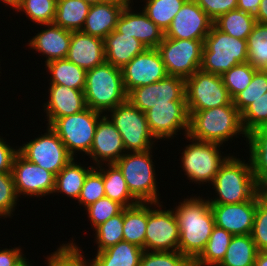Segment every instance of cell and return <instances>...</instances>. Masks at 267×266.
I'll return each instance as SVG.
<instances>
[{
  "label": "cell",
  "instance_id": "1",
  "mask_svg": "<svg viewBox=\"0 0 267 266\" xmlns=\"http://www.w3.org/2000/svg\"><path fill=\"white\" fill-rule=\"evenodd\" d=\"M173 212L180 230L178 250L194 262L204 251L215 227L209 199L184 198Z\"/></svg>",
  "mask_w": 267,
  "mask_h": 266
},
{
  "label": "cell",
  "instance_id": "2",
  "mask_svg": "<svg viewBox=\"0 0 267 266\" xmlns=\"http://www.w3.org/2000/svg\"><path fill=\"white\" fill-rule=\"evenodd\" d=\"M188 112L190 117L187 136L189 138L220 145L240 134L247 138L241 122V113L232 102L229 105Z\"/></svg>",
  "mask_w": 267,
  "mask_h": 266
},
{
  "label": "cell",
  "instance_id": "3",
  "mask_svg": "<svg viewBox=\"0 0 267 266\" xmlns=\"http://www.w3.org/2000/svg\"><path fill=\"white\" fill-rule=\"evenodd\" d=\"M83 91L86 106L102 114L127 101L122 69L107 61L86 71Z\"/></svg>",
  "mask_w": 267,
  "mask_h": 266
},
{
  "label": "cell",
  "instance_id": "4",
  "mask_svg": "<svg viewBox=\"0 0 267 266\" xmlns=\"http://www.w3.org/2000/svg\"><path fill=\"white\" fill-rule=\"evenodd\" d=\"M215 199L210 204H238L251 200L259 191L251 163L230 156L218 170L214 182Z\"/></svg>",
  "mask_w": 267,
  "mask_h": 266
},
{
  "label": "cell",
  "instance_id": "5",
  "mask_svg": "<svg viewBox=\"0 0 267 266\" xmlns=\"http://www.w3.org/2000/svg\"><path fill=\"white\" fill-rule=\"evenodd\" d=\"M247 61V40L232 37L213 25L204 41L200 70L221 76Z\"/></svg>",
  "mask_w": 267,
  "mask_h": 266
},
{
  "label": "cell",
  "instance_id": "6",
  "mask_svg": "<svg viewBox=\"0 0 267 266\" xmlns=\"http://www.w3.org/2000/svg\"><path fill=\"white\" fill-rule=\"evenodd\" d=\"M150 153L151 149L145 152H126L114 164L122 172L130 193L139 202L159 203L153 156Z\"/></svg>",
  "mask_w": 267,
  "mask_h": 266
},
{
  "label": "cell",
  "instance_id": "7",
  "mask_svg": "<svg viewBox=\"0 0 267 266\" xmlns=\"http://www.w3.org/2000/svg\"><path fill=\"white\" fill-rule=\"evenodd\" d=\"M101 114L87 107L77 114L56 118L47 126L58 135L73 157L79 151L87 155L92 147L98 120L103 116Z\"/></svg>",
  "mask_w": 267,
  "mask_h": 266
},
{
  "label": "cell",
  "instance_id": "8",
  "mask_svg": "<svg viewBox=\"0 0 267 266\" xmlns=\"http://www.w3.org/2000/svg\"><path fill=\"white\" fill-rule=\"evenodd\" d=\"M109 112L110 115L107 114ZM107 113L105 115L111 119L122 137L126 152H145L153 149L156 139L149 129L144 112L127 100Z\"/></svg>",
  "mask_w": 267,
  "mask_h": 266
},
{
  "label": "cell",
  "instance_id": "9",
  "mask_svg": "<svg viewBox=\"0 0 267 266\" xmlns=\"http://www.w3.org/2000/svg\"><path fill=\"white\" fill-rule=\"evenodd\" d=\"M185 138L192 142L185 147L181 156L185 175L196 184H212L218 170L230 156L222 157L219 151L221 145L218 143L198 141L188 136Z\"/></svg>",
  "mask_w": 267,
  "mask_h": 266
},
{
  "label": "cell",
  "instance_id": "10",
  "mask_svg": "<svg viewBox=\"0 0 267 266\" xmlns=\"http://www.w3.org/2000/svg\"><path fill=\"white\" fill-rule=\"evenodd\" d=\"M204 42L191 39H171L164 36L156 48L166 72L186 80L200 70Z\"/></svg>",
  "mask_w": 267,
  "mask_h": 266
},
{
  "label": "cell",
  "instance_id": "11",
  "mask_svg": "<svg viewBox=\"0 0 267 266\" xmlns=\"http://www.w3.org/2000/svg\"><path fill=\"white\" fill-rule=\"evenodd\" d=\"M185 96L188 111L207 110L232 102L222 77L202 70L185 80Z\"/></svg>",
  "mask_w": 267,
  "mask_h": 266
},
{
  "label": "cell",
  "instance_id": "12",
  "mask_svg": "<svg viewBox=\"0 0 267 266\" xmlns=\"http://www.w3.org/2000/svg\"><path fill=\"white\" fill-rule=\"evenodd\" d=\"M160 204L147 202L145 251H178L180 230L176 216L173 209L162 210L163 206ZM153 206L159 209H154Z\"/></svg>",
  "mask_w": 267,
  "mask_h": 266
},
{
  "label": "cell",
  "instance_id": "13",
  "mask_svg": "<svg viewBox=\"0 0 267 266\" xmlns=\"http://www.w3.org/2000/svg\"><path fill=\"white\" fill-rule=\"evenodd\" d=\"M47 132L18 148V153L31 163L39 165L55 176L74 157L68 152L65 145L52 130L46 127Z\"/></svg>",
  "mask_w": 267,
  "mask_h": 266
},
{
  "label": "cell",
  "instance_id": "14",
  "mask_svg": "<svg viewBox=\"0 0 267 266\" xmlns=\"http://www.w3.org/2000/svg\"><path fill=\"white\" fill-rule=\"evenodd\" d=\"M149 129L155 139H170L180 130L189 129V112L186 101H170V104H155L145 112Z\"/></svg>",
  "mask_w": 267,
  "mask_h": 266
},
{
  "label": "cell",
  "instance_id": "15",
  "mask_svg": "<svg viewBox=\"0 0 267 266\" xmlns=\"http://www.w3.org/2000/svg\"><path fill=\"white\" fill-rule=\"evenodd\" d=\"M127 100L142 112L155 104H170V101H186L185 80L167 75L164 79L131 90Z\"/></svg>",
  "mask_w": 267,
  "mask_h": 266
},
{
  "label": "cell",
  "instance_id": "16",
  "mask_svg": "<svg viewBox=\"0 0 267 266\" xmlns=\"http://www.w3.org/2000/svg\"><path fill=\"white\" fill-rule=\"evenodd\" d=\"M12 176L17 196H45L53 194L56 176L46 169L29 162L19 153L14 157Z\"/></svg>",
  "mask_w": 267,
  "mask_h": 266
},
{
  "label": "cell",
  "instance_id": "17",
  "mask_svg": "<svg viewBox=\"0 0 267 266\" xmlns=\"http://www.w3.org/2000/svg\"><path fill=\"white\" fill-rule=\"evenodd\" d=\"M121 69L127 94L137 87L156 83L168 75L156 48H147Z\"/></svg>",
  "mask_w": 267,
  "mask_h": 266
},
{
  "label": "cell",
  "instance_id": "18",
  "mask_svg": "<svg viewBox=\"0 0 267 266\" xmlns=\"http://www.w3.org/2000/svg\"><path fill=\"white\" fill-rule=\"evenodd\" d=\"M213 20L202 10L195 0H186L174 16L165 37L171 39H191L205 41Z\"/></svg>",
  "mask_w": 267,
  "mask_h": 266
},
{
  "label": "cell",
  "instance_id": "19",
  "mask_svg": "<svg viewBox=\"0 0 267 266\" xmlns=\"http://www.w3.org/2000/svg\"><path fill=\"white\" fill-rule=\"evenodd\" d=\"M215 226L232 235L251 234L256 211V195L249 201L238 204H210Z\"/></svg>",
  "mask_w": 267,
  "mask_h": 266
},
{
  "label": "cell",
  "instance_id": "20",
  "mask_svg": "<svg viewBox=\"0 0 267 266\" xmlns=\"http://www.w3.org/2000/svg\"><path fill=\"white\" fill-rule=\"evenodd\" d=\"M126 152L122 137L117 128L104 114L97 123L94 140L89 155L95 165L104 166L117 162ZM107 163V164H106Z\"/></svg>",
  "mask_w": 267,
  "mask_h": 266
},
{
  "label": "cell",
  "instance_id": "21",
  "mask_svg": "<svg viewBox=\"0 0 267 266\" xmlns=\"http://www.w3.org/2000/svg\"><path fill=\"white\" fill-rule=\"evenodd\" d=\"M132 4L126 5L118 19L116 30L119 33L135 37L146 48H157L163 41L165 32L161 30L143 12H135Z\"/></svg>",
  "mask_w": 267,
  "mask_h": 266
},
{
  "label": "cell",
  "instance_id": "22",
  "mask_svg": "<svg viewBox=\"0 0 267 266\" xmlns=\"http://www.w3.org/2000/svg\"><path fill=\"white\" fill-rule=\"evenodd\" d=\"M66 59L89 71L106 61L104 39L82 31L72 32Z\"/></svg>",
  "mask_w": 267,
  "mask_h": 266
},
{
  "label": "cell",
  "instance_id": "23",
  "mask_svg": "<svg viewBox=\"0 0 267 266\" xmlns=\"http://www.w3.org/2000/svg\"><path fill=\"white\" fill-rule=\"evenodd\" d=\"M49 100L44 105L47 125L54 119L77 114L87 108L83 90L60 84H50Z\"/></svg>",
  "mask_w": 267,
  "mask_h": 266
},
{
  "label": "cell",
  "instance_id": "24",
  "mask_svg": "<svg viewBox=\"0 0 267 266\" xmlns=\"http://www.w3.org/2000/svg\"><path fill=\"white\" fill-rule=\"evenodd\" d=\"M41 26L47 28L38 32L29 41V47L42 53L43 56L45 55V63L66 59L72 38V31L65 30L54 23L41 24Z\"/></svg>",
  "mask_w": 267,
  "mask_h": 266
},
{
  "label": "cell",
  "instance_id": "25",
  "mask_svg": "<svg viewBox=\"0 0 267 266\" xmlns=\"http://www.w3.org/2000/svg\"><path fill=\"white\" fill-rule=\"evenodd\" d=\"M126 5L129 4H122L115 1H106L91 5L81 31L91 36L104 39L116 29L118 19Z\"/></svg>",
  "mask_w": 267,
  "mask_h": 266
},
{
  "label": "cell",
  "instance_id": "26",
  "mask_svg": "<svg viewBox=\"0 0 267 266\" xmlns=\"http://www.w3.org/2000/svg\"><path fill=\"white\" fill-rule=\"evenodd\" d=\"M104 48L106 61L118 68H123L147 49L135 37L119 33L116 29L104 38Z\"/></svg>",
  "mask_w": 267,
  "mask_h": 266
},
{
  "label": "cell",
  "instance_id": "27",
  "mask_svg": "<svg viewBox=\"0 0 267 266\" xmlns=\"http://www.w3.org/2000/svg\"><path fill=\"white\" fill-rule=\"evenodd\" d=\"M249 161L261 191L267 189V127L253 130L247 135Z\"/></svg>",
  "mask_w": 267,
  "mask_h": 266
},
{
  "label": "cell",
  "instance_id": "28",
  "mask_svg": "<svg viewBox=\"0 0 267 266\" xmlns=\"http://www.w3.org/2000/svg\"><path fill=\"white\" fill-rule=\"evenodd\" d=\"M144 249L126 241H120L103 251L96 252L95 266H139Z\"/></svg>",
  "mask_w": 267,
  "mask_h": 266
},
{
  "label": "cell",
  "instance_id": "29",
  "mask_svg": "<svg viewBox=\"0 0 267 266\" xmlns=\"http://www.w3.org/2000/svg\"><path fill=\"white\" fill-rule=\"evenodd\" d=\"M147 202L123 209V241L136 244L145 251Z\"/></svg>",
  "mask_w": 267,
  "mask_h": 266
},
{
  "label": "cell",
  "instance_id": "30",
  "mask_svg": "<svg viewBox=\"0 0 267 266\" xmlns=\"http://www.w3.org/2000/svg\"><path fill=\"white\" fill-rule=\"evenodd\" d=\"M107 166L108 168H106V170L105 167L102 168V164L96 167L103 175L105 197L118 202L124 208L139 203L130 193L120 169L114 163L108 164Z\"/></svg>",
  "mask_w": 267,
  "mask_h": 266
},
{
  "label": "cell",
  "instance_id": "31",
  "mask_svg": "<svg viewBox=\"0 0 267 266\" xmlns=\"http://www.w3.org/2000/svg\"><path fill=\"white\" fill-rule=\"evenodd\" d=\"M90 4L84 0H57L53 23L69 31H81Z\"/></svg>",
  "mask_w": 267,
  "mask_h": 266
},
{
  "label": "cell",
  "instance_id": "32",
  "mask_svg": "<svg viewBox=\"0 0 267 266\" xmlns=\"http://www.w3.org/2000/svg\"><path fill=\"white\" fill-rule=\"evenodd\" d=\"M93 168V165L87 168L83 167L80 163H75L73 158L56 175L55 189L53 193H64L67 197H72V199L78 200L85 179Z\"/></svg>",
  "mask_w": 267,
  "mask_h": 266
},
{
  "label": "cell",
  "instance_id": "33",
  "mask_svg": "<svg viewBox=\"0 0 267 266\" xmlns=\"http://www.w3.org/2000/svg\"><path fill=\"white\" fill-rule=\"evenodd\" d=\"M50 72L49 84H60L73 89L84 90L86 71L67 59H59L45 64Z\"/></svg>",
  "mask_w": 267,
  "mask_h": 266
},
{
  "label": "cell",
  "instance_id": "34",
  "mask_svg": "<svg viewBox=\"0 0 267 266\" xmlns=\"http://www.w3.org/2000/svg\"><path fill=\"white\" fill-rule=\"evenodd\" d=\"M257 253L251 234L233 235L225 257L218 266H254Z\"/></svg>",
  "mask_w": 267,
  "mask_h": 266
},
{
  "label": "cell",
  "instance_id": "35",
  "mask_svg": "<svg viewBox=\"0 0 267 266\" xmlns=\"http://www.w3.org/2000/svg\"><path fill=\"white\" fill-rule=\"evenodd\" d=\"M256 23L254 15L240 9L222 14L213 21V25L221 32L243 40H247Z\"/></svg>",
  "mask_w": 267,
  "mask_h": 266
},
{
  "label": "cell",
  "instance_id": "36",
  "mask_svg": "<svg viewBox=\"0 0 267 266\" xmlns=\"http://www.w3.org/2000/svg\"><path fill=\"white\" fill-rule=\"evenodd\" d=\"M233 235L215 226L204 251L193 262V266H218L224 259Z\"/></svg>",
  "mask_w": 267,
  "mask_h": 266
},
{
  "label": "cell",
  "instance_id": "37",
  "mask_svg": "<svg viewBox=\"0 0 267 266\" xmlns=\"http://www.w3.org/2000/svg\"><path fill=\"white\" fill-rule=\"evenodd\" d=\"M186 0H145L143 12L164 32Z\"/></svg>",
  "mask_w": 267,
  "mask_h": 266
},
{
  "label": "cell",
  "instance_id": "38",
  "mask_svg": "<svg viewBox=\"0 0 267 266\" xmlns=\"http://www.w3.org/2000/svg\"><path fill=\"white\" fill-rule=\"evenodd\" d=\"M248 61L255 69L267 67V24L256 23L247 38Z\"/></svg>",
  "mask_w": 267,
  "mask_h": 266
},
{
  "label": "cell",
  "instance_id": "39",
  "mask_svg": "<svg viewBox=\"0 0 267 266\" xmlns=\"http://www.w3.org/2000/svg\"><path fill=\"white\" fill-rule=\"evenodd\" d=\"M97 252L123 241V210L94 229Z\"/></svg>",
  "mask_w": 267,
  "mask_h": 266
},
{
  "label": "cell",
  "instance_id": "40",
  "mask_svg": "<svg viewBox=\"0 0 267 266\" xmlns=\"http://www.w3.org/2000/svg\"><path fill=\"white\" fill-rule=\"evenodd\" d=\"M257 71L249 62L240 63L221 75L223 84L233 99L242 92L251 82L254 73Z\"/></svg>",
  "mask_w": 267,
  "mask_h": 266
},
{
  "label": "cell",
  "instance_id": "41",
  "mask_svg": "<svg viewBox=\"0 0 267 266\" xmlns=\"http://www.w3.org/2000/svg\"><path fill=\"white\" fill-rule=\"evenodd\" d=\"M80 247L75 242L62 244L46 259L47 266H95L94 260H86ZM90 261V262H89Z\"/></svg>",
  "mask_w": 267,
  "mask_h": 266
},
{
  "label": "cell",
  "instance_id": "42",
  "mask_svg": "<svg viewBox=\"0 0 267 266\" xmlns=\"http://www.w3.org/2000/svg\"><path fill=\"white\" fill-rule=\"evenodd\" d=\"M57 0H22L16 8L18 12H25L26 16L34 23H53L56 12Z\"/></svg>",
  "mask_w": 267,
  "mask_h": 266
},
{
  "label": "cell",
  "instance_id": "43",
  "mask_svg": "<svg viewBox=\"0 0 267 266\" xmlns=\"http://www.w3.org/2000/svg\"><path fill=\"white\" fill-rule=\"evenodd\" d=\"M265 92H267V72L265 70H257L249 85L232 99V103L242 113Z\"/></svg>",
  "mask_w": 267,
  "mask_h": 266
},
{
  "label": "cell",
  "instance_id": "44",
  "mask_svg": "<svg viewBox=\"0 0 267 266\" xmlns=\"http://www.w3.org/2000/svg\"><path fill=\"white\" fill-rule=\"evenodd\" d=\"M251 236L258 251H267V197L261 190L256 194V211Z\"/></svg>",
  "mask_w": 267,
  "mask_h": 266
},
{
  "label": "cell",
  "instance_id": "45",
  "mask_svg": "<svg viewBox=\"0 0 267 266\" xmlns=\"http://www.w3.org/2000/svg\"><path fill=\"white\" fill-rule=\"evenodd\" d=\"M241 122L247 135L255 129L267 127V92L241 113Z\"/></svg>",
  "mask_w": 267,
  "mask_h": 266
},
{
  "label": "cell",
  "instance_id": "46",
  "mask_svg": "<svg viewBox=\"0 0 267 266\" xmlns=\"http://www.w3.org/2000/svg\"><path fill=\"white\" fill-rule=\"evenodd\" d=\"M139 266H193V262L178 251H144Z\"/></svg>",
  "mask_w": 267,
  "mask_h": 266
},
{
  "label": "cell",
  "instance_id": "47",
  "mask_svg": "<svg viewBox=\"0 0 267 266\" xmlns=\"http://www.w3.org/2000/svg\"><path fill=\"white\" fill-rule=\"evenodd\" d=\"M105 197L103 175L94 167L87 175L84 185L78 198L79 205L85 208Z\"/></svg>",
  "mask_w": 267,
  "mask_h": 266
},
{
  "label": "cell",
  "instance_id": "48",
  "mask_svg": "<svg viewBox=\"0 0 267 266\" xmlns=\"http://www.w3.org/2000/svg\"><path fill=\"white\" fill-rule=\"evenodd\" d=\"M94 229L109 218L119 214L124 207L110 198L104 197L85 208Z\"/></svg>",
  "mask_w": 267,
  "mask_h": 266
},
{
  "label": "cell",
  "instance_id": "49",
  "mask_svg": "<svg viewBox=\"0 0 267 266\" xmlns=\"http://www.w3.org/2000/svg\"><path fill=\"white\" fill-rule=\"evenodd\" d=\"M18 196L15 191L14 180L11 172L0 173V218L11 217Z\"/></svg>",
  "mask_w": 267,
  "mask_h": 266
},
{
  "label": "cell",
  "instance_id": "50",
  "mask_svg": "<svg viewBox=\"0 0 267 266\" xmlns=\"http://www.w3.org/2000/svg\"><path fill=\"white\" fill-rule=\"evenodd\" d=\"M202 10L215 21L220 15L237 9L238 0H195Z\"/></svg>",
  "mask_w": 267,
  "mask_h": 266
},
{
  "label": "cell",
  "instance_id": "51",
  "mask_svg": "<svg viewBox=\"0 0 267 266\" xmlns=\"http://www.w3.org/2000/svg\"><path fill=\"white\" fill-rule=\"evenodd\" d=\"M8 144L0 136V173L12 171L13 160L18 153L17 147L14 149Z\"/></svg>",
  "mask_w": 267,
  "mask_h": 266
},
{
  "label": "cell",
  "instance_id": "52",
  "mask_svg": "<svg viewBox=\"0 0 267 266\" xmlns=\"http://www.w3.org/2000/svg\"><path fill=\"white\" fill-rule=\"evenodd\" d=\"M23 255L21 248L0 249V266H13Z\"/></svg>",
  "mask_w": 267,
  "mask_h": 266
},
{
  "label": "cell",
  "instance_id": "53",
  "mask_svg": "<svg viewBox=\"0 0 267 266\" xmlns=\"http://www.w3.org/2000/svg\"><path fill=\"white\" fill-rule=\"evenodd\" d=\"M260 2L261 0H238L237 9L255 16Z\"/></svg>",
  "mask_w": 267,
  "mask_h": 266
},
{
  "label": "cell",
  "instance_id": "54",
  "mask_svg": "<svg viewBox=\"0 0 267 266\" xmlns=\"http://www.w3.org/2000/svg\"><path fill=\"white\" fill-rule=\"evenodd\" d=\"M255 18L258 23L267 24V0H261Z\"/></svg>",
  "mask_w": 267,
  "mask_h": 266
},
{
  "label": "cell",
  "instance_id": "55",
  "mask_svg": "<svg viewBox=\"0 0 267 266\" xmlns=\"http://www.w3.org/2000/svg\"><path fill=\"white\" fill-rule=\"evenodd\" d=\"M254 266H267V251H258Z\"/></svg>",
  "mask_w": 267,
  "mask_h": 266
},
{
  "label": "cell",
  "instance_id": "56",
  "mask_svg": "<svg viewBox=\"0 0 267 266\" xmlns=\"http://www.w3.org/2000/svg\"><path fill=\"white\" fill-rule=\"evenodd\" d=\"M4 4L11 6V8L16 9L22 0H1Z\"/></svg>",
  "mask_w": 267,
  "mask_h": 266
},
{
  "label": "cell",
  "instance_id": "57",
  "mask_svg": "<svg viewBox=\"0 0 267 266\" xmlns=\"http://www.w3.org/2000/svg\"><path fill=\"white\" fill-rule=\"evenodd\" d=\"M13 266H32L29 261H27L26 257L23 255L16 261Z\"/></svg>",
  "mask_w": 267,
  "mask_h": 266
},
{
  "label": "cell",
  "instance_id": "58",
  "mask_svg": "<svg viewBox=\"0 0 267 266\" xmlns=\"http://www.w3.org/2000/svg\"><path fill=\"white\" fill-rule=\"evenodd\" d=\"M84 1H86L90 5H93V4H99V3L106 2L107 0H84Z\"/></svg>",
  "mask_w": 267,
  "mask_h": 266
},
{
  "label": "cell",
  "instance_id": "59",
  "mask_svg": "<svg viewBox=\"0 0 267 266\" xmlns=\"http://www.w3.org/2000/svg\"><path fill=\"white\" fill-rule=\"evenodd\" d=\"M107 1H115V2L122 3V4H130V3H133V0H107Z\"/></svg>",
  "mask_w": 267,
  "mask_h": 266
},
{
  "label": "cell",
  "instance_id": "60",
  "mask_svg": "<svg viewBox=\"0 0 267 266\" xmlns=\"http://www.w3.org/2000/svg\"><path fill=\"white\" fill-rule=\"evenodd\" d=\"M264 195L267 197V189L263 191Z\"/></svg>",
  "mask_w": 267,
  "mask_h": 266
}]
</instances>
